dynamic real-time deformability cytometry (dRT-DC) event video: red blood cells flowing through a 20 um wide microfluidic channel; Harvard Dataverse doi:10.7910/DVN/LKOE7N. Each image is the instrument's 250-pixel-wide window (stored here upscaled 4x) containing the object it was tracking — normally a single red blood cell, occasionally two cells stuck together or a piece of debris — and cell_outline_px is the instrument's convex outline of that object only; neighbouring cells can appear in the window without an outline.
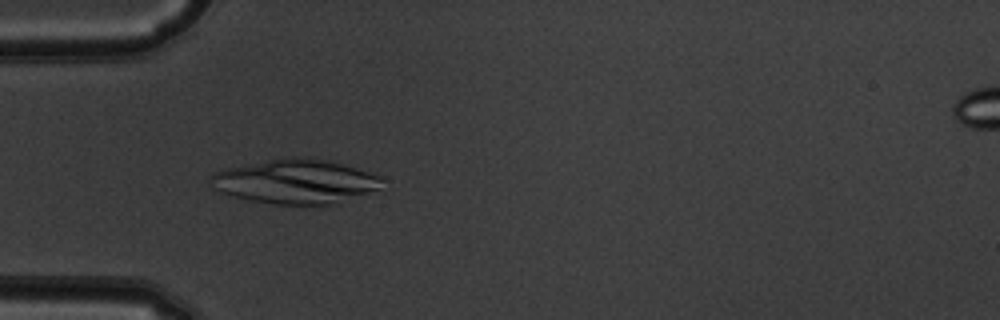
{"species": "common noctule bat (a hibernating species)", "species_latin": "Nyctalus noctula", "temperature_condition": "warm", "stored_images_in_passage": 50, "camera_frame_rate_fps": 3000, "um_per_image_px": 0.085, "animal": {"sex": "male", "body_mass_g": 19.5, "forearm_length_mm": 54.6}, "frame": {"image": 1, "passage_image": 15, "time_ms": 4.667, "image_size_px": [1000, 320], "cell_outline_px": [[384, 180], [376, 188], [328, 204], [272, 204], [248, 200], [232, 196], [220, 192], [212, 188], [212, 172], [228, 168], [268, 160], [292, 156], [312, 156], [336, 160], [384, 176]], "centroid_in_image_um": [25.11, 15.38], "position_along_channel_um": 59.9, "area_um2": 44.22}}